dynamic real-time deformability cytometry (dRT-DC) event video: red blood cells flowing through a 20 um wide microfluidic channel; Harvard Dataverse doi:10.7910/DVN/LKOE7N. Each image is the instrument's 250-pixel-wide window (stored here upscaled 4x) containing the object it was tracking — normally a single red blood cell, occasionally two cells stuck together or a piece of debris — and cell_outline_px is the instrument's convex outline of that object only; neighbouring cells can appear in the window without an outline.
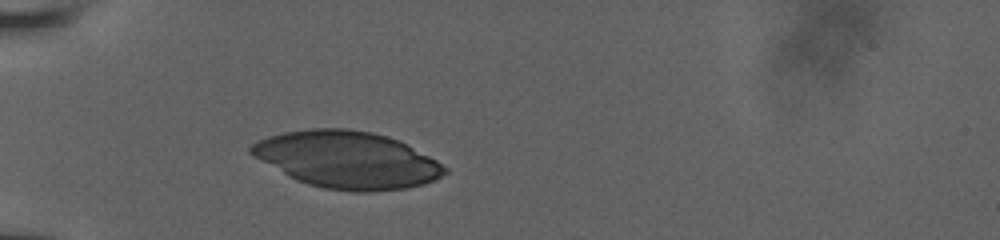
{"species": "human", "species_latin": "Homo sapiens", "temperature_condition": "room temperature", "stored_images_in_passage": 7, "camera_frame_rate_fps": 3000, "um_per_image_px": 0.085, "donor": {"sex": "male"}, "frame": {"image": 1, "passage_image": 2, "time_ms": 0.667, "image_size_px": [1000, 240], "cell_outline_px": [[448, 172], [424, 184], [404, 188], [372, 192], [352, 192], [324, 188], [308, 184], [296, 180], [288, 176], [252, 156], [248, 152], [248, 148], [256, 140], [268, 136], [284, 132], [308, 128], [348, 128], [372, 132], [388, 136], [436, 160], [448, 168]], "centroid_in_image_um": [29.45, 13.58], "position_along_channel_um": 55.5, "area_um2": 64.16}}